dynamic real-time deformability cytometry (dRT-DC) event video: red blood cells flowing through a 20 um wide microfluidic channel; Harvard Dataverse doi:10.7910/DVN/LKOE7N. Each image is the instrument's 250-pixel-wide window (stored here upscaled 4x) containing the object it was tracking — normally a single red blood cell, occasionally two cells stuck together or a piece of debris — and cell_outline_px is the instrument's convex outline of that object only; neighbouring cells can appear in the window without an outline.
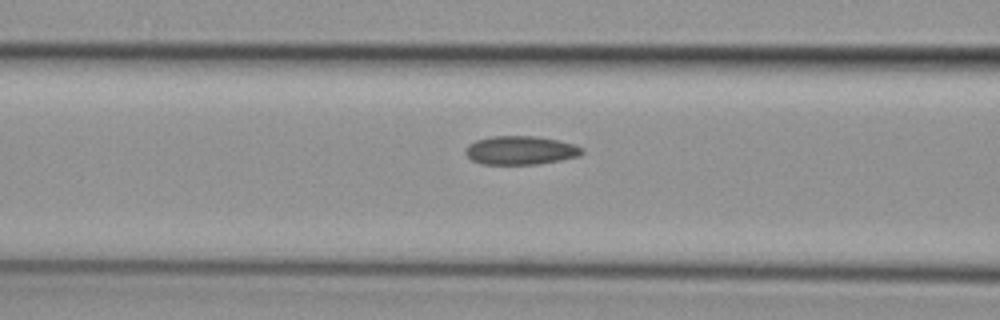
{"species": "common noctule bat (a hibernating species)", "species_latin": "Nyctalus noctula", "temperature_condition": "cold", "stored_images_in_passage": 18, "camera_frame_rate_fps": 3000, "um_per_image_px": 0.085, "animal": {"sex": "female", "body_mass_g": 29.2, "forearm_length_mm": 56.3}, "frame": {"image": 1, "passage_image": 16, "time_ms": 5.0, "image_size_px": [1000, 320], "cell_outline_px": [[584, 152], [580, 156], [560, 160], [536, 164], [480, 164], [472, 160], [464, 152], [464, 148], [468, 144], [476, 140], [492, 136], [536, 136], [556, 140], [572, 144], [584, 148]], "centroid_in_image_um": [44.22, 12.78], "position_along_channel_um": 122.4, "area_um2": 19.48}}